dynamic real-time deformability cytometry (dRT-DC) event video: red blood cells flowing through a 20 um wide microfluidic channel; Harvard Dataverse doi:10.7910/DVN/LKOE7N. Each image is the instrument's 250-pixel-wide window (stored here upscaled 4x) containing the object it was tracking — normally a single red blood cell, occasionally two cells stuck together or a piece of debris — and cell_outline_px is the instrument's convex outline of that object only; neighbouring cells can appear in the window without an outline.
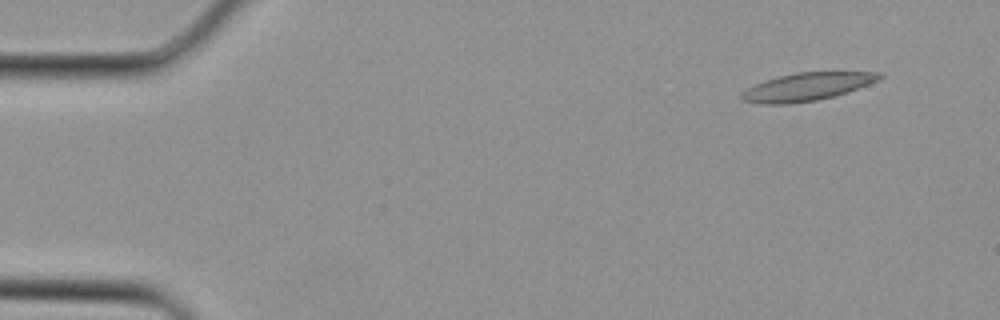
{"species": "Egyptian fruit bat (a non-hibernating species)", "species_latin": "Rousettus aegyptiacus", "temperature_condition": "cold", "stored_images_in_passage": 4, "segment_of_instrument_passage": [1, 2], "camera_frame_rate_fps": 3000, "um_per_image_px": 0.085, "animal": {"sex": "female"}, "frame": {"image": 1, "passage_image": 1, "time_ms": 0.0, "image_size_px": [1000, 320], "cell_outline_px": [[884, 76], [880, 80], [848, 92], [816, 100], [788, 104], [760, 104], [740, 100], [740, 92], [764, 80], [796, 72], [880, 72]], "centroid_in_image_um": [68.58, 7.37], "position_along_channel_um": 16.4, "area_um2": 22.43}}
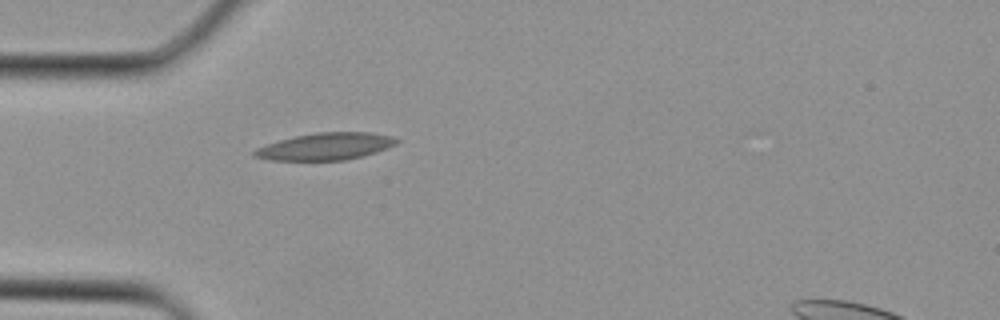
{"frame": {"image": 2, "passage_image": 3, "time_ms": 0.667, "image_size_px": [1000, 320], "cell_outline_px": [[400, 140], [396, 144], [388, 148], [364, 156], [344, 160], [272, 160], [252, 156], [252, 152], [256, 148], [280, 140], [296, 136], [316, 132], [372, 132], [392, 136]], "centroid_in_image_um": [27.71, 12.44], "position_along_channel_um": 57.3, "area_um2": 22.43}}